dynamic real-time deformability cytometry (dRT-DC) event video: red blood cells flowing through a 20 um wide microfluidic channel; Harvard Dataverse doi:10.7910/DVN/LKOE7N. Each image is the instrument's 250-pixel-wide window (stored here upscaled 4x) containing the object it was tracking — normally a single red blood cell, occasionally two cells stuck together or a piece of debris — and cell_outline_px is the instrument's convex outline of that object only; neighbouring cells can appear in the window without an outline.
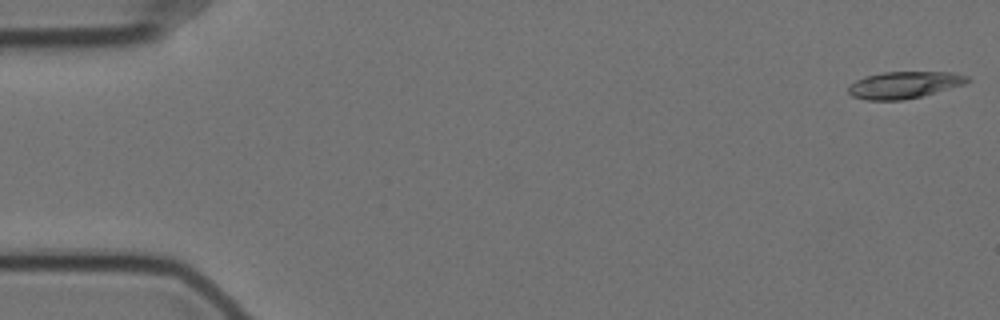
{"species": "Egyptian fruit bat (a non-hibernating species)", "species_latin": "Rousettus aegyptiacus", "temperature_condition": "cold", "stored_images_in_passage": 57, "camera_frame_rate_fps": 3000, "um_per_image_px": 0.085, "animal": {"sex": "female"}, "frame": {"image": 1, "passage_image": 1, "time_ms": 0.0, "image_size_px": [1000, 320], "cell_outline_px": [[972, 80], [964, 84], [920, 96], [904, 100], [868, 100], [852, 96], [848, 92], [848, 88], [856, 80], [864, 76], [884, 72], [952, 72], [968, 76]], "centroid_in_image_um": [76.85, 7.21], "position_along_channel_um": 8.1, "area_um2": 18.5}}
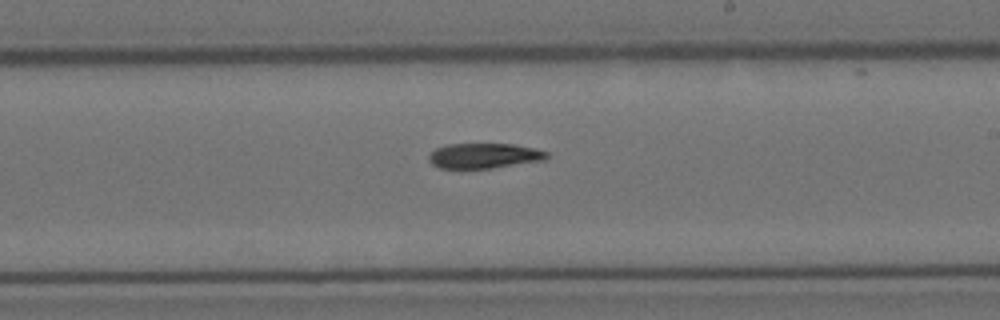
{"frame": {"image": 2, "passage_image": 33, "time_ms": 10.667, "image_size_px": [1000, 320], "cell_outline_px": [[552, 156], [544, 160], [492, 168], [460, 172], [440, 168], [432, 164], [428, 160], [428, 156], [436, 148], [448, 144], [512, 144], [532, 148], [548, 152]], "centroid_in_image_um": [41.09, 13.29], "position_along_channel_um": 247.9, "area_um2": 17.98}}
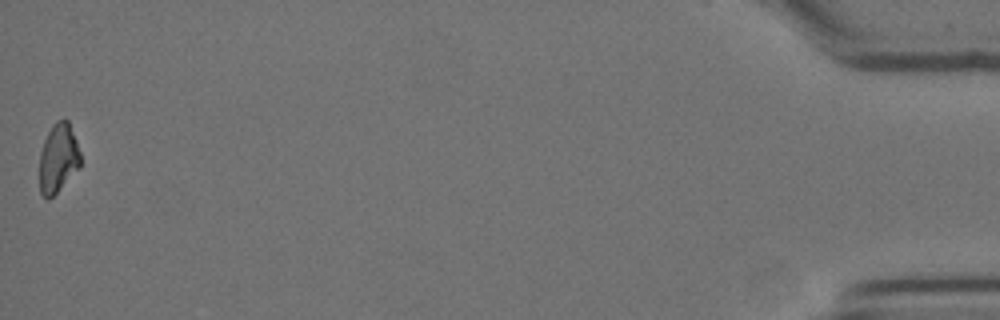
{"frame": {"image": 3, "passage_image": 57, "time_ms": 18.667, "image_size_px": [1000, 320], "cell_outline_px": [[80, 168], [48, 200], [40, 192], [40, 152], [44, 140], [52, 124], [56, 120], [64, 116], [68, 120], [76, 140], [80, 152]], "centroid_in_image_um": [4.95, 13.4], "position_along_channel_um": 430.2, "area_um2": 16.53}, "authors_computed_cell_mechanics": {"area_um2": 18.1492, "velocity_mm_per_s": 3.4985, "shape_relaxation_time_tau1_ms": 5.8096, "shape_relaxation_time_tau2_ms": null, "deformation_change_tau1": 0.1813, "deformation_change_tau2": null}}